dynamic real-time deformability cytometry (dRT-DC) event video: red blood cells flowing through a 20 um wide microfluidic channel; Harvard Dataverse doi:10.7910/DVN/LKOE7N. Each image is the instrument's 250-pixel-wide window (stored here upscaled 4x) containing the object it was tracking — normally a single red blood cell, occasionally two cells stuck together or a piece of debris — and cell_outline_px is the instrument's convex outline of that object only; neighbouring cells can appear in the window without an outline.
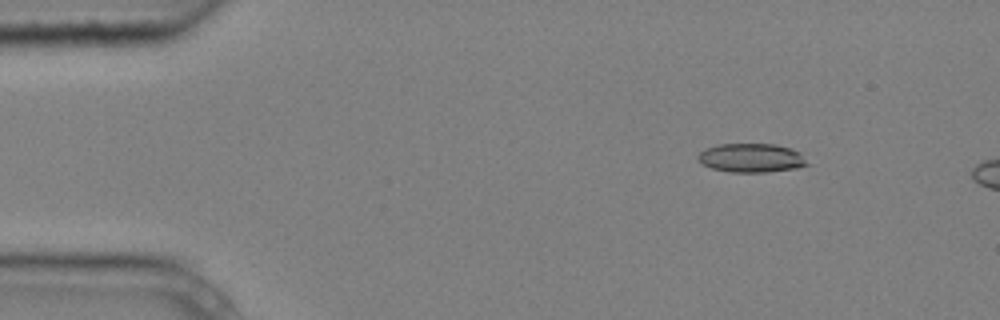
{"species": "common noctule bat (a hibernating species)", "species_latin": "Nyctalus noctula", "temperature_condition": "cold", "stored_images_in_passage": 4, "camera_frame_rate_fps": 3000, "um_per_image_px": 0.085, "animal": {"sex": "male", "body_mass_g": 20.4}, "frame": {"image": 1, "passage_image": 2, "time_ms": 0.333, "image_size_px": [1000, 320], "cell_outline_px": [[808, 164], [796, 168], [768, 172], [728, 172], [712, 168], [700, 164], [696, 156], [704, 148], [716, 144], [776, 144], [792, 148], [800, 152]], "centroid_in_image_um": [63.81, 13.41], "position_along_channel_um": 21.2, "area_um2": 18.61}}